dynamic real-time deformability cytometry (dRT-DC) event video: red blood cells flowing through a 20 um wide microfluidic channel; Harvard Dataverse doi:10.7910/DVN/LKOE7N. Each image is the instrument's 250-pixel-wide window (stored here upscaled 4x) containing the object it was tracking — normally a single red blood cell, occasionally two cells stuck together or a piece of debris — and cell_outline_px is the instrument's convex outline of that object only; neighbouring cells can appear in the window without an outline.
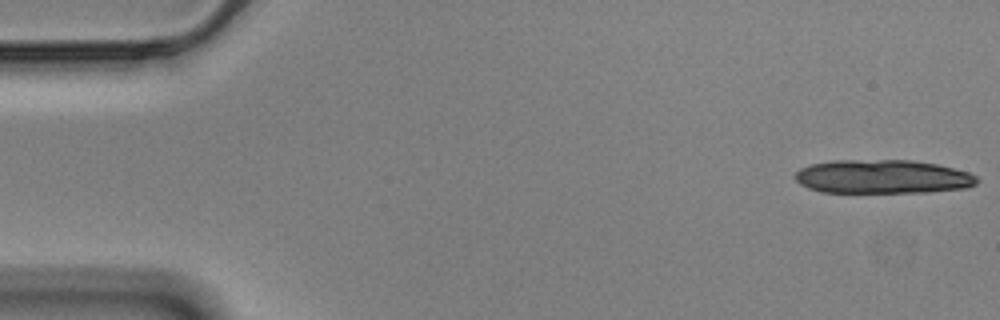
{"species": "Egyptian fruit bat (a non-hibernating species)", "species_latin": "Rousettus aegyptiacus", "temperature_condition": "cold", "stored_images_in_passage": 14, "camera_frame_rate_fps": 3000, "um_per_image_px": 0.085, "animal": {"sex": "male"}, "frame": {"image": 1, "passage_image": 1, "time_ms": 0.0, "image_size_px": [1000, 320], "cell_outline_px": [[980, 180], [976, 184], [968, 188], [928, 192], [820, 192], [808, 188], [800, 184], [796, 180], [796, 172], [800, 168], [812, 164], [832, 160], [912, 160], [936, 164], [968, 172], [976, 176]], "centroid_in_image_um": [75.03, 15.02], "position_along_channel_um": 10.0, "area_um2": 35.89}}